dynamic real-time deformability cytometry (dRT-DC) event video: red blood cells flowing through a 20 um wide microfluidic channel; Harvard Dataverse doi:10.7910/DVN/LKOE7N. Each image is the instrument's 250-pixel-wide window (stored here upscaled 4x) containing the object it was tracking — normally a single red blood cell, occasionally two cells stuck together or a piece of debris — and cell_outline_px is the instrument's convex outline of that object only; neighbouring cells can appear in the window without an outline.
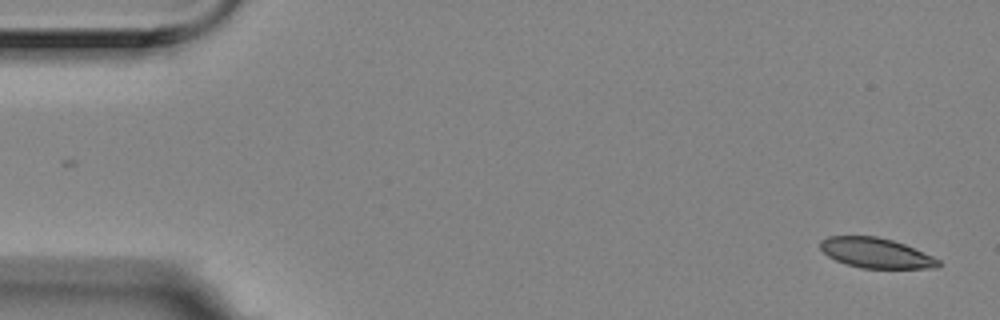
{"species": "Egyptian fruit bat (a non-hibernating species)", "species_latin": "Rousettus aegyptiacus", "temperature_condition": "room temperature", "stored_images_in_passage": 9, "camera_frame_rate_fps": 3000, "um_per_image_px": 0.085, "animal": {"sex": "female"}, "frame": {"image": 1, "passage_image": 1, "time_ms": 0.0, "image_size_px": [1000, 320], "cell_outline_px": [[940, 264], [936, 268], [860, 268], [836, 260], [828, 256], [820, 248], [820, 240], [828, 236], [876, 236], [892, 240], [904, 244], [932, 256], [940, 260]], "centroid_in_image_um": [74.44, 21.5], "position_along_channel_um": 10.6, "area_um2": 20.52}}